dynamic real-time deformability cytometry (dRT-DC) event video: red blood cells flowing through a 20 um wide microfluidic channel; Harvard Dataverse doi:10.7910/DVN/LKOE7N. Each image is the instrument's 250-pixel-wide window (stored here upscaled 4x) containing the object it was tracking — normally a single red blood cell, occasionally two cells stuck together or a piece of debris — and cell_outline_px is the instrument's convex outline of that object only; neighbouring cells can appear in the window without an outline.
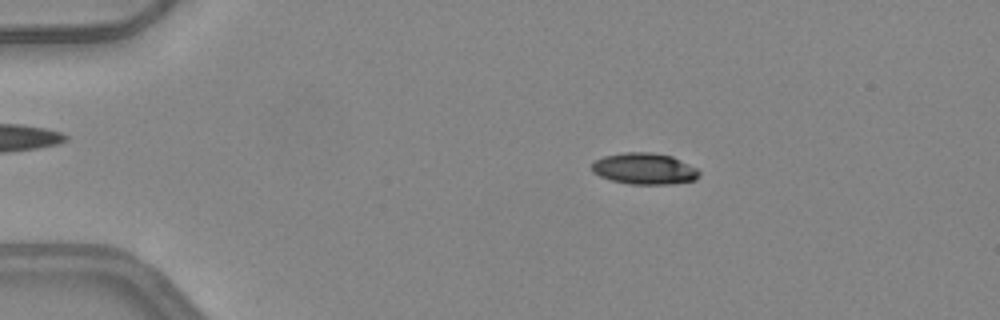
{"species": "common noctule bat (a hibernating species)", "species_latin": "Nyctalus noctula", "temperature_condition": "warm", "stored_images_in_passage": 7, "camera_frame_rate_fps": 3000, "um_per_image_px": 0.085, "animal": {"sex": "female", "body_mass_g": 24.6, "forearm_length_mm": 56.2}, "frame": {"image": 1, "passage_image": 2, "time_ms": 0.333, "image_size_px": [1000, 320], "cell_outline_px": [[700, 176], [696, 180], [668, 184], [632, 184], [612, 180], [600, 176], [592, 172], [592, 164], [596, 160], [604, 156], [624, 152], [652, 152], [672, 156], [696, 168], [700, 172]], "centroid_in_image_um": [54.78, 14.33], "position_along_channel_um": 30.2, "area_um2": 19.54}}